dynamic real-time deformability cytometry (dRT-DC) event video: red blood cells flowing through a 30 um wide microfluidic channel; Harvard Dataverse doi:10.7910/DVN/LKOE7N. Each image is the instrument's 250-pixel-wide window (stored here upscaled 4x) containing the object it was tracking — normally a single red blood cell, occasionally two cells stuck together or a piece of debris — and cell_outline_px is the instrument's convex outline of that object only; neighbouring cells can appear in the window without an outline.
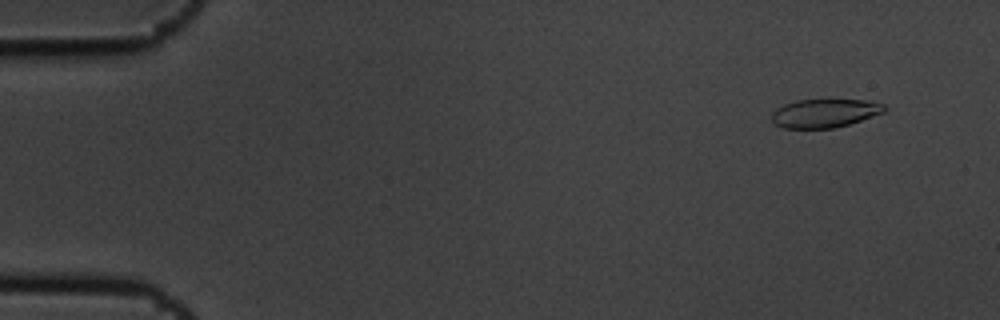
{"species": "common noctule bat (a hibernating species)", "species_latin": "Nyctalus noctula", "temperature_condition": "cold", "stored_images_in_passage": 6, "camera_frame_rate_fps": 3000, "um_per_image_px": 0.085, "animal": {"sex": "male", "body_mass_g": 19.5, "forearm_length_mm": 54.6}, "frame": {"image": 1, "passage_image": 2, "time_ms": 0.333, "image_size_px": [1000, 320], "cell_outline_px": [[888, 108], [884, 112], [836, 128], [784, 128], [776, 124], [772, 120], [772, 112], [776, 108], [784, 104], [796, 100], [828, 96], [864, 100], [884, 104]], "centroid_in_image_um": [70.11, 9.56], "position_along_channel_um": 14.9, "area_um2": 19.59}}
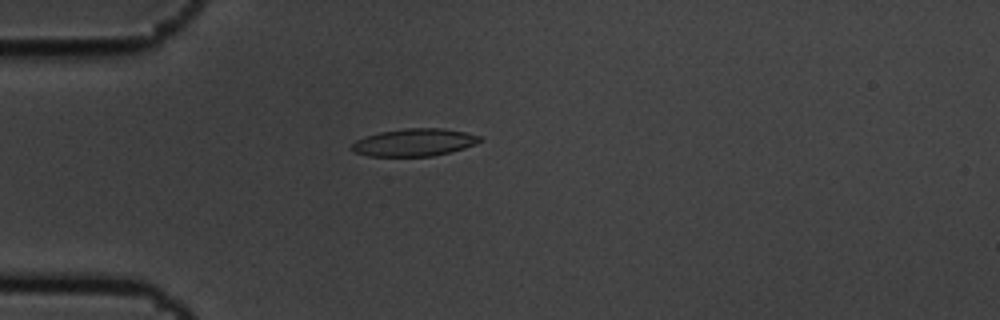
{"frame": {"image": 2, "passage_image": 5, "time_ms": 1.333, "image_size_px": [1000, 320], "cell_outline_px": [[484, 140], [476, 144], [464, 148], [432, 156], [368, 156], [356, 152], [348, 148], [356, 140], [380, 132], [404, 128], [444, 128], [464, 132], [480, 136]], "centroid_in_image_um": [35.22, 12.1], "position_along_channel_um": 49.8, "area_um2": 20.46}}